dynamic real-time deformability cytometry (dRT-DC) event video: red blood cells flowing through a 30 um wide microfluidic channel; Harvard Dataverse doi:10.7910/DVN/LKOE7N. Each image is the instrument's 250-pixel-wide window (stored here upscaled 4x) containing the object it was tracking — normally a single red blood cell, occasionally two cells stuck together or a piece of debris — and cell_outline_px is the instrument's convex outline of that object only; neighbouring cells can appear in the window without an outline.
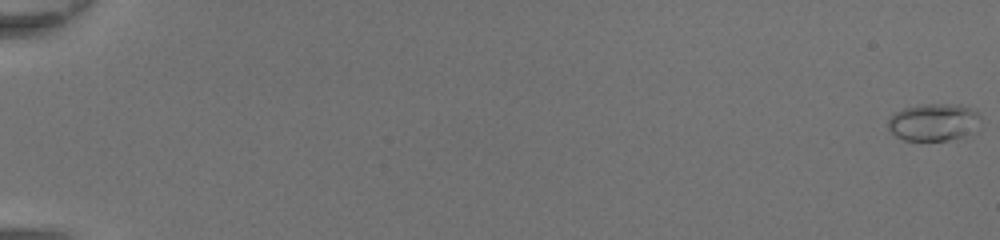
{"species": "common noctule bat (a hibernating species)", "species_latin": "Nyctalus noctula", "temperature_condition": "room temperature", "stored_images_in_passage": 50, "camera_frame_rate_fps": 3000, "um_per_image_px": 0.085, "animal": {"sex": "female", "body_mass_g": 20.0, "forearm_length_mm": 54.0}, "frame": {"image": 1, "passage_image": 1, "time_ms": 0.0, "image_size_px": [1000, 240], "cell_outline_px": [[980, 132], [948, 140], [904, 140], [896, 136], [888, 128], [888, 116], [904, 108], [924, 104], [960, 104], [976, 112], [980, 116]], "centroid_in_image_um": [79.41, 10.39], "position_along_channel_um": 5.6, "area_um2": 20.46}}
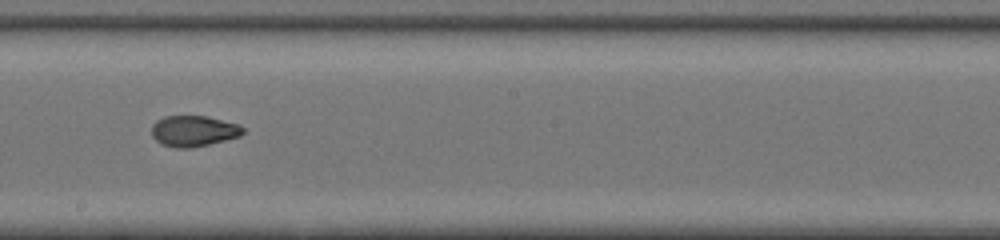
{"frame": {"image": 2, "passage_image": 31, "time_ms": 10.0, "image_size_px": [1000, 240], "cell_outline_px": [[244, 132], [240, 136], [192, 148], [176, 148], [160, 144], [152, 136], [152, 124], [156, 120], [164, 116], [208, 116], [240, 124], [244, 128]], "centroid_in_image_um": [16.45, 11.13], "position_along_channel_um": 231.8, "area_um2": 16.59}}
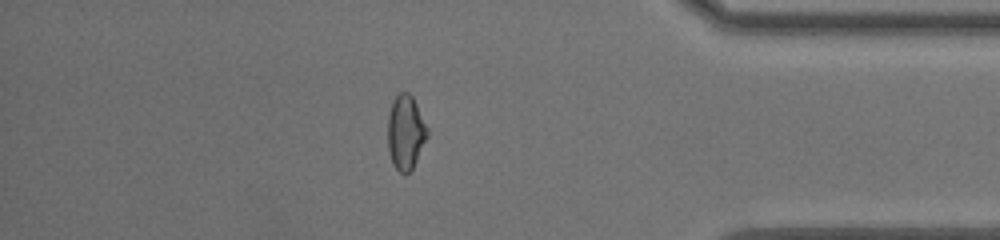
{"frame": {"image": 3, "passage_image": 44, "time_ms": 14.333, "image_size_px": [1000, 240], "cell_outline_px": [[428, 136], [412, 168], [408, 172], [400, 172], [392, 164], [388, 148], [388, 116], [392, 100], [400, 92], [408, 92], [412, 96], [428, 128]], "centroid_in_image_um": [34.47, 11.22], "position_along_channel_um": 400.7, "area_um2": 16.99}, "authors_computed_cell_mechanics": {"area_um2": 16.9354, "velocity_mm_per_s": 4.4465, "shape_relaxation_time_tau1_ms": null, "shape_relaxation_time_tau2_ms": 1.0274, "deformation_change_tau1": null, "deformation_change_tau2": 0.0602}}